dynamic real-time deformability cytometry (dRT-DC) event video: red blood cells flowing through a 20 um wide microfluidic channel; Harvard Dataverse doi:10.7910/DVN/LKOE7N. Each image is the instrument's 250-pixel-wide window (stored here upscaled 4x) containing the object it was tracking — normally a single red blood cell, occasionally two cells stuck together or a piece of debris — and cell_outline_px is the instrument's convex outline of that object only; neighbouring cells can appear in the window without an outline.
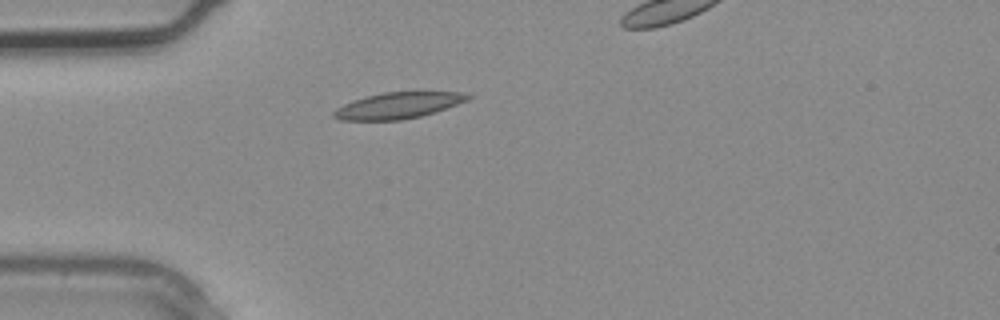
{"species": "common noctule bat (a hibernating species)", "species_latin": "Nyctalus noctula", "temperature_condition": "warm", "stored_images_in_passage": 2, "camera_frame_rate_fps": 3000, "um_per_image_px": 0.085, "animal": {"sex": "male", "body_mass_g": 20.4}, "frame": {"image": 1, "passage_image": 2, "time_ms": 0.333, "image_size_px": [1000, 320], "cell_outline_px": [[472, 96], [468, 100], [420, 116], [400, 120], [340, 120], [332, 116], [332, 112], [336, 108], [344, 104], [368, 96], [384, 92], [420, 88], [460, 92]], "centroid_in_image_um": [33.9, 8.9], "position_along_channel_um": 51.1, "area_um2": 21.1}}